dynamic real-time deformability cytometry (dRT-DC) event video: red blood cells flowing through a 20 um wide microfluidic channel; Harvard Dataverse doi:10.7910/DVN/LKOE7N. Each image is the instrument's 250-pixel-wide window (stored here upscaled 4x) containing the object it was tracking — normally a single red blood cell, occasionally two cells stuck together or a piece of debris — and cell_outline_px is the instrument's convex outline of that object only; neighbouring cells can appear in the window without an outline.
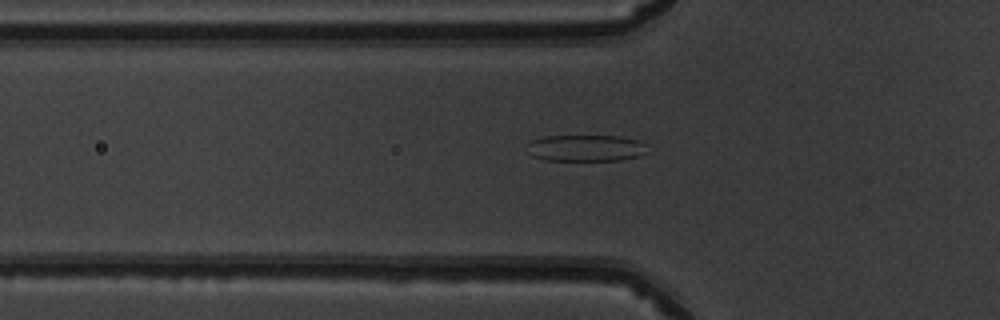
{"species": "common noctule bat (a hibernating species)", "species_latin": "Nyctalus noctula", "temperature_condition": "warm", "stored_images_in_passage": 37, "camera_frame_rate_fps": 3000, "um_per_image_px": 0.085, "animal": {"sex": "male", "body_mass_g": 19.5, "forearm_length_mm": 54.6}, "frame": {"image": 1, "passage_image": 4, "time_ms": 1.0, "image_size_px": [1000, 320], "cell_outline_px": [[652, 152], [640, 156], [620, 160], [544, 160], [532, 156], [524, 144], [532, 140], [544, 136], [620, 136], [640, 140]], "centroid_in_image_um": [49.83, 12.58], "position_along_channel_um": 76.0, "area_um2": 18.96}}
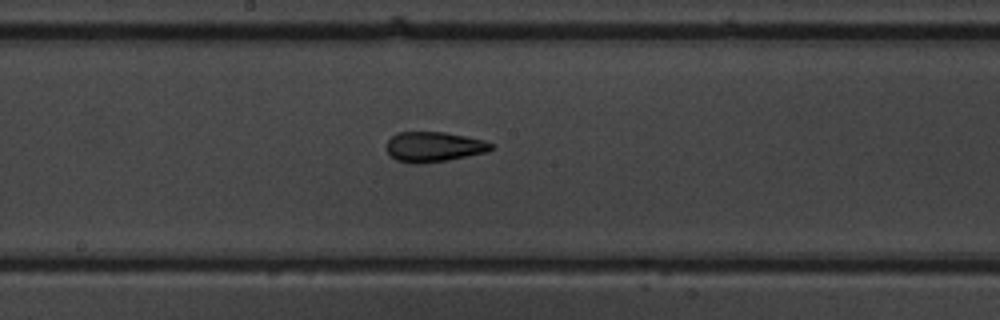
{"frame": {"image": 2, "passage_image": 14, "time_ms": 4.333, "image_size_px": [1000, 320], "cell_outline_px": [[496, 144], [488, 152], [448, 160], [420, 164], [412, 164], [396, 160], [388, 152], [388, 140], [396, 132], [444, 132], [484, 140]], "centroid_in_image_um": [36.91, 12.48], "position_along_channel_um": 211.3, "area_um2": 18.38}}
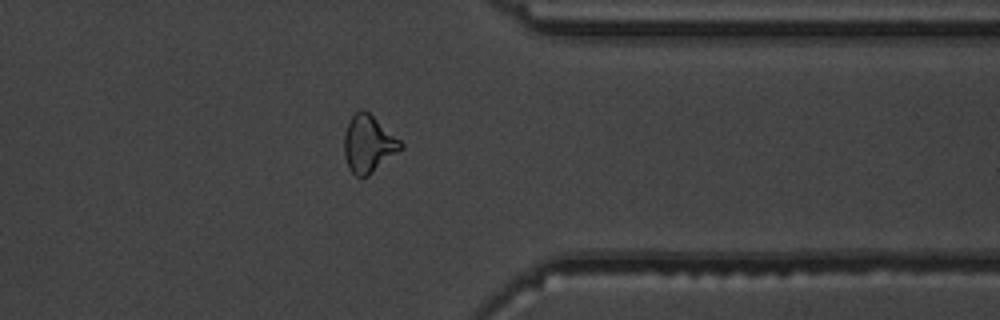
{"frame": {"image": 3, "passage_image": 27, "time_ms": 8.667, "image_size_px": [1000, 320], "cell_outline_px": [[404, 148], [368, 176], [356, 176], [348, 168], [344, 156], [344, 132], [352, 116], [360, 108], [364, 108], [400, 140], [404, 144]], "centroid_in_image_um": [31.32, 12.23], "position_along_channel_um": 380.1, "area_um2": 18.9}, "authors_computed_cell_mechanics": {"area_um2": 18.4382, "velocity_mm_per_s": 4.0471, "shape_relaxation_time_tau1_ms": 5.3597, "shape_relaxation_time_tau2_ms": 1.9262, "deformation_change_tau1": 0.1766, "deformation_change_tau2": 0.1147}}